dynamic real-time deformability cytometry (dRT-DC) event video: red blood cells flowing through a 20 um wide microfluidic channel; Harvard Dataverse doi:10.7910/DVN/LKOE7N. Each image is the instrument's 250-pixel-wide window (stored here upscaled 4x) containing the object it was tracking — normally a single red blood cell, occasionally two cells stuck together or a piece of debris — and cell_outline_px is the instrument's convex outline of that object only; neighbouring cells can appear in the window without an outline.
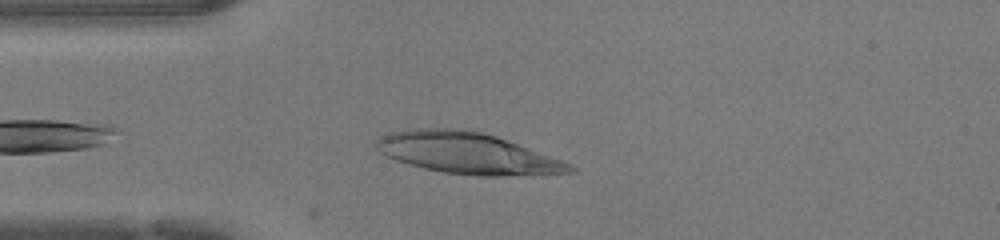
{"species": "human", "species_latin": "Homo sapiens", "temperature_condition": "warm", "stored_images_in_passage": 27, "camera_frame_rate_fps": 3000, "um_per_image_px": 0.085, "donor": {"sex": "female"}, "frame": {"image": 1, "passage_image": 3, "time_ms": 0.667, "image_size_px": [1000, 240], "cell_outline_px": [[580, 168], [576, 172], [500, 176], [476, 176], [444, 172], [424, 168], [408, 164], [396, 160], [380, 152], [376, 148], [376, 140], [380, 136], [392, 132], [420, 128], [472, 128], [496, 136], [572, 164]], "centroid_in_image_um": [39.74, 13.01], "position_along_channel_um": 45.3, "area_um2": 46.53}}
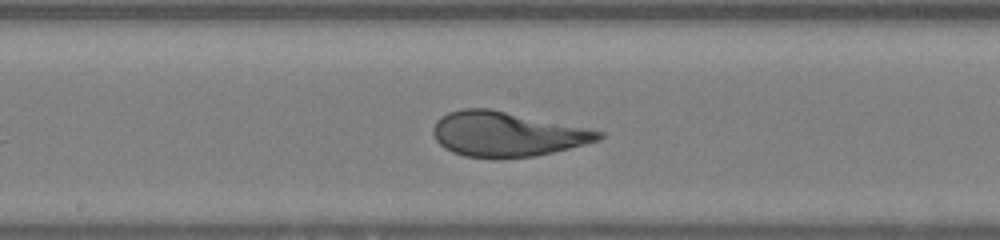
{"frame": {"image": 2, "passage_image": 15, "time_ms": 4.667, "image_size_px": [1000, 240], "cell_outline_px": [[604, 136], [600, 140], [536, 156], [464, 156], [452, 152], [444, 148], [436, 140], [432, 132], [432, 128], [436, 120], [440, 116], [448, 112], [464, 108], [488, 108], [604, 132]], "centroid_in_image_um": [43.02, 11.38], "position_along_channel_um": 205.2, "area_um2": 42.25}}
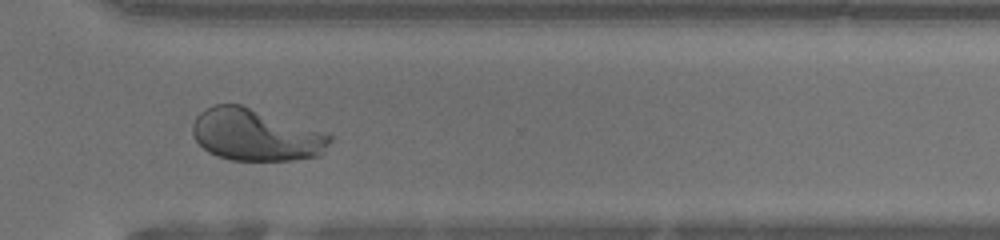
{"frame": {"image": 3, "passage_image": 25, "time_ms": 8.0, "image_size_px": [1000, 240], "cell_outline_px": [[332, 140], [324, 152], [316, 156], [292, 160], [228, 160], [216, 156], [208, 152], [196, 140], [192, 132], [192, 124], [196, 116], [200, 112], [216, 104], [240, 104], [332, 136]], "centroid_in_image_um": [21.67, 11.49], "position_along_channel_um": 348.9, "area_um2": 40.86}, "authors_computed_cell_mechanics": {"area_um2": 42.4252, "velocity_mm_per_s": 4.3186, "shape_relaxation_time_tau1_ms": 5.5377, "shape_relaxation_time_tau2_ms": null, "deformation_change_tau1": 0.2999, "deformation_change_tau2": null}}